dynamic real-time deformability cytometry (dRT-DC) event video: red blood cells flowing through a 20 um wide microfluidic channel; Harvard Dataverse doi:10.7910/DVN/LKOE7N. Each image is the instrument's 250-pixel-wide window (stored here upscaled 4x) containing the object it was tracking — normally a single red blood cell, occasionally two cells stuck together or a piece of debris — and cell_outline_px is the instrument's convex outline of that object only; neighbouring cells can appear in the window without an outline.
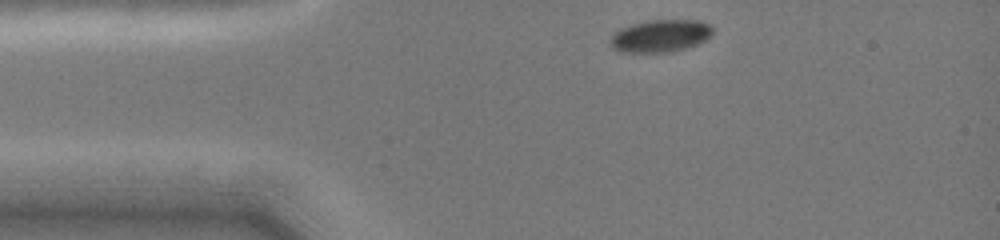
{"species": "common noctule bat (a hibernating species)", "species_latin": "Nyctalus noctula", "temperature_condition": "cold", "stored_images_in_passage": 29, "camera_frame_rate_fps": 3000, "um_per_image_px": 0.085, "animal": {"sex": "female", "body_mass_g": 19.0, "forearm_length_mm": 51.5}, "frame": {"image": 1, "passage_image": 1, "time_ms": 0.0, "image_size_px": [1000, 240], "cell_outline_px": [[712, 32], [704, 40], [696, 44], [684, 48], [668, 52], [620, 52], [612, 48], [612, 36], [620, 28], [632, 24], [648, 20], [700, 20], [708, 24], [712, 28]], "centroid_in_image_um": [56.12, 3.04], "position_along_channel_um": 28.9, "area_um2": 19.02}}
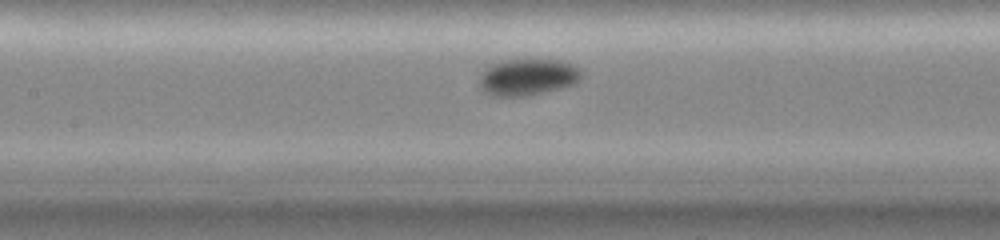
{"frame": {"image": 2, "passage_image": 15, "time_ms": 4.333, "image_size_px": [1000, 240], "cell_outline_px": [[580, 76], [572, 84], [560, 88], [528, 96], [488, 96], [484, 92], [480, 84], [480, 72], [484, 68], [492, 64], [508, 60], [528, 56], [560, 60], [580, 68]], "centroid_in_image_um": [44.8, 6.51], "position_along_channel_um": 162.6, "area_um2": 22.31}}
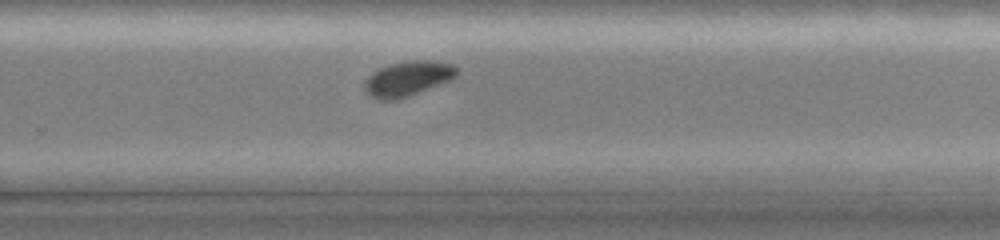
{"frame": {"image": 3, "passage_image": 26, "time_ms": 7.667, "image_size_px": [1000, 240], "cell_outline_px": [[456, 76], [448, 80], [408, 96], [396, 100], [376, 100], [364, 88], [364, 80], [372, 72], [380, 68], [392, 64], [408, 60], [436, 60], [452, 64], [456, 68]], "centroid_in_image_um": [34.62, 6.67], "position_along_channel_um": 295.2, "area_um2": 18.5}}